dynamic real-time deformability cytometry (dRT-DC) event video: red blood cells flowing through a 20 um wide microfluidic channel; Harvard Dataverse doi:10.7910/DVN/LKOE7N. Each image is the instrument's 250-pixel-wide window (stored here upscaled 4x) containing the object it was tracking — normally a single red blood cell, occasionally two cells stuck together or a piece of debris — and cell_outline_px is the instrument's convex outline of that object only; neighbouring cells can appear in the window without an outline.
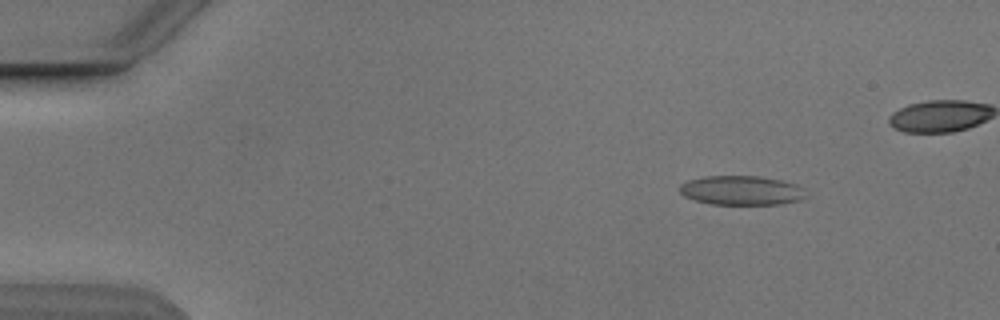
{"species": "Egyptian fruit bat (a non-hibernating species)", "species_latin": "Rousettus aegyptiacus", "temperature_condition": "cold", "stored_images_in_passage": 6, "segment_of_instrument_passage": [1, 2], "camera_frame_rate_fps": 3000, "um_per_image_px": 0.085, "animal": {"sex": "male"}, "frame": {"image": 1, "passage_image": 1, "time_ms": 0.0, "image_size_px": [1000, 320], "cell_outline_px": [[804, 196], [800, 200], [780, 204], [712, 204], [696, 200], [684, 196], [680, 192], [680, 184], [688, 180], [704, 176], [756, 176], [780, 180], [796, 184], [804, 188]], "centroid_in_image_um": [63.01, 16.18], "position_along_channel_um": 22.0, "area_um2": 21.39}}
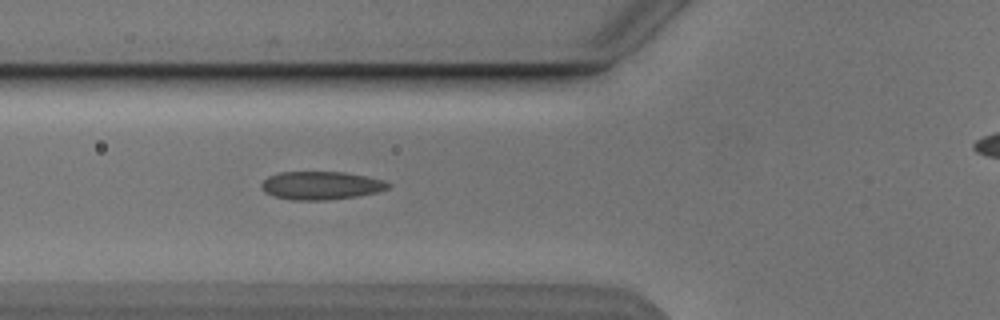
{"frame": {"image": 2, "passage_image": 5, "time_ms": 4.333, "image_size_px": [1000, 320], "cell_outline_px": [[392, 184], [388, 188], [376, 192], [356, 196], [324, 200], [292, 200], [276, 196], [268, 192], [260, 184], [268, 176], [280, 172], [344, 172], [384, 180]], "centroid_in_image_um": [27.31, 15.76], "position_along_channel_um": 98.5, "area_um2": 20.46}}